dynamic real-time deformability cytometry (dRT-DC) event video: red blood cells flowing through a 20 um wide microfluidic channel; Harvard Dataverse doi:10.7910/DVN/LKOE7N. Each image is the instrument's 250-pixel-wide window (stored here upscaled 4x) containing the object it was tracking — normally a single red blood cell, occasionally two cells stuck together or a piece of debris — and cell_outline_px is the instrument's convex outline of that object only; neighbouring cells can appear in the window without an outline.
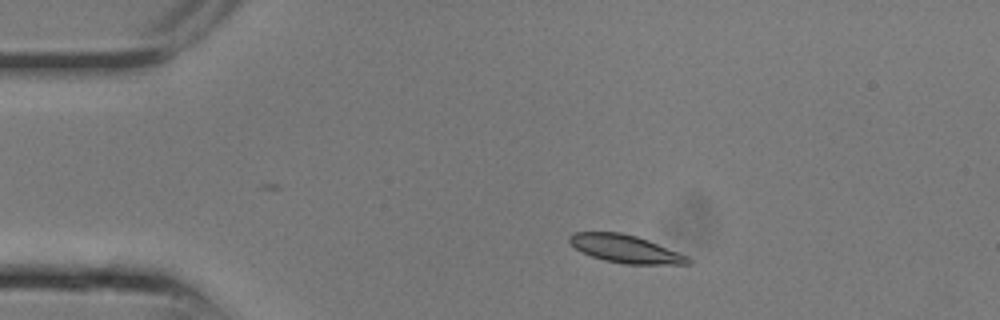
{"species": "common noctule bat (a hibernating species)", "species_latin": "Nyctalus noctula", "temperature_condition": "room temperature", "stored_images_in_passage": 7, "camera_frame_rate_fps": 3000, "um_per_image_px": 0.085, "animal": {"sex": "male", "body_mass_g": 13.3}, "frame": {"image": 1, "passage_image": 3, "time_ms": 0.667, "image_size_px": [1000, 320], "cell_outline_px": [[692, 264], [624, 264], [604, 260], [592, 256], [576, 248], [568, 240], [568, 236], [572, 232], [620, 232], [636, 236], [648, 240], [688, 256], [692, 260]], "centroid_in_image_um": [53.17, 21.15], "position_along_channel_um": 31.8, "area_um2": 19.13}}
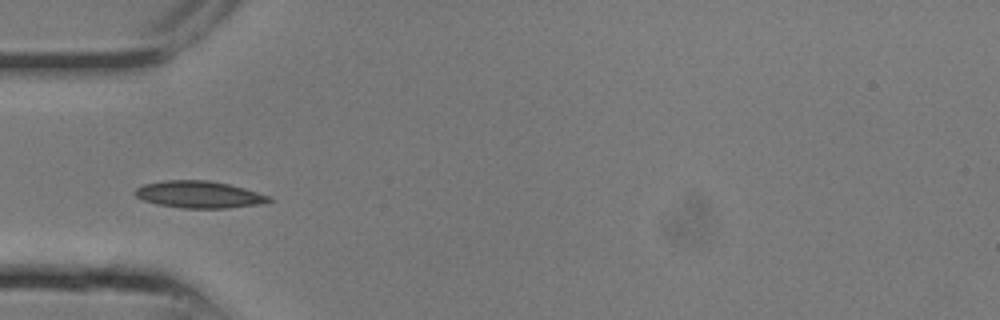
{"frame": {"image": 2, "passage_image": 6, "time_ms": 1.667, "image_size_px": [1000, 320], "cell_outline_px": [[272, 200], [268, 204], [228, 208], [180, 208], [156, 204], [144, 200], [136, 196], [132, 192], [136, 188], [144, 184], [164, 180], [208, 180], [228, 184], [244, 188], [272, 196]], "centroid_in_image_um": [16.97, 16.54], "position_along_channel_um": 68.0, "area_um2": 21.39}}